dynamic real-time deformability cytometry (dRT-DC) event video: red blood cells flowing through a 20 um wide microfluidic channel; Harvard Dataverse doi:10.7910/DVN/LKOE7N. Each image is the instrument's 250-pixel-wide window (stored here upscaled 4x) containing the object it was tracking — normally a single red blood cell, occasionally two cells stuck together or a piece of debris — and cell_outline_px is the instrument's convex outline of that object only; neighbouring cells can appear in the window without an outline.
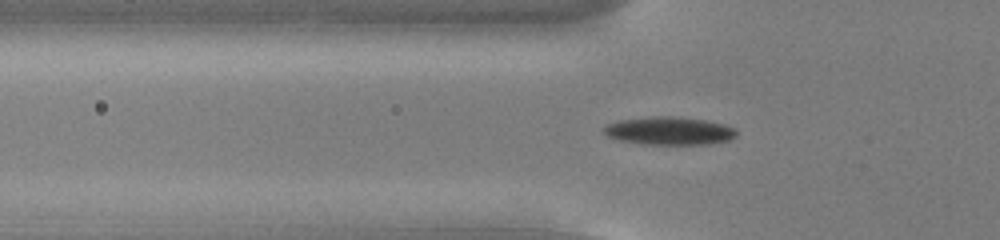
{"species": "common noctule bat (a hibernating species)", "species_latin": "Nyctalus noctula", "temperature_condition": "cold", "stored_images_in_passage": 55, "camera_frame_rate_fps": 3000, "um_per_image_px": 0.085, "animal": {"sex": "male", "body_mass_g": 13.0, "forearm_length_mm": 53.1}, "frame": {"image": 1, "passage_image": 19, "time_ms": 6.0, "image_size_px": [1000, 240], "cell_outline_px": [[736, 136], [728, 140], [708, 144], [640, 144], [620, 140], [608, 136], [604, 132], [604, 124], [620, 120], [652, 116], [672, 116], [704, 120], [724, 124], [736, 128]], "centroid_in_image_um": [56.87, 11.12], "position_along_channel_um": 68.9, "area_um2": 21.62}}
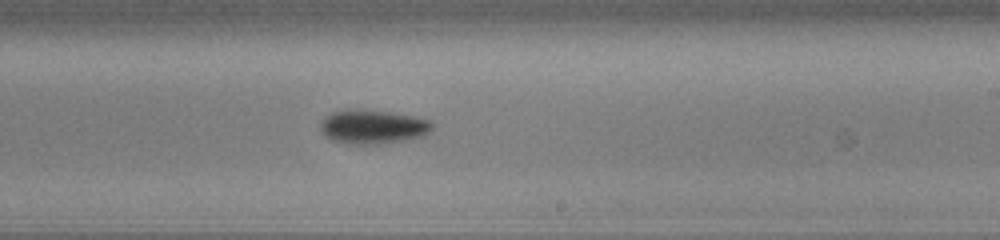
{"frame": {"image": 2, "passage_image": 34, "time_ms": 11.0, "image_size_px": [1000, 240], "cell_outline_px": [[432, 128], [424, 136], [408, 140], [384, 144], [348, 144], [332, 140], [320, 128], [320, 120], [332, 112], [356, 108], [392, 112], [432, 120]], "centroid_in_image_um": [31.71, 10.77], "position_along_channel_um": 257.3, "area_um2": 22.43}}
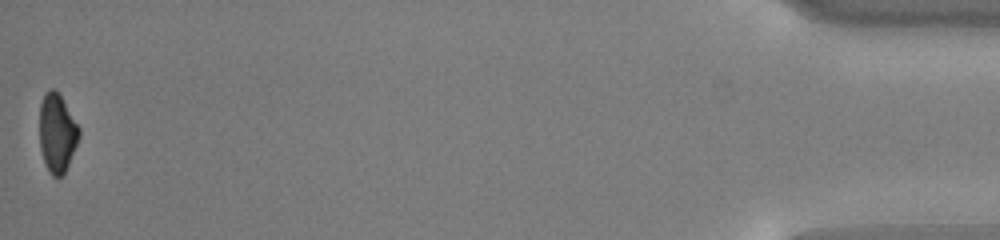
{"frame": {"image": 3, "passage_image": 55, "time_ms": 18.0, "image_size_px": [1000, 240], "cell_outline_px": [[80, 136], [68, 164], [64, 172], [60, 176], [52, 176], [48, 172], [40, 148], [40, 104], [44, 92], [52, 88], [56, 88], [80, 128]], "centroid_in_image_um": [4.85, 11.26], "position_along_channel_um": 430.4, "area_um2": 18.03}, "authors_computed_cell_mechanics": {"area_um2": 19.652, "velocity_mm_per_s": 3.7878, "shape_relaxation_time_tau1_ms": 2.0667, "shape_relaxation_time_tau2_ms": null, "deformation_change_tau1": 0.141, "deformation_change_tau2": null}}